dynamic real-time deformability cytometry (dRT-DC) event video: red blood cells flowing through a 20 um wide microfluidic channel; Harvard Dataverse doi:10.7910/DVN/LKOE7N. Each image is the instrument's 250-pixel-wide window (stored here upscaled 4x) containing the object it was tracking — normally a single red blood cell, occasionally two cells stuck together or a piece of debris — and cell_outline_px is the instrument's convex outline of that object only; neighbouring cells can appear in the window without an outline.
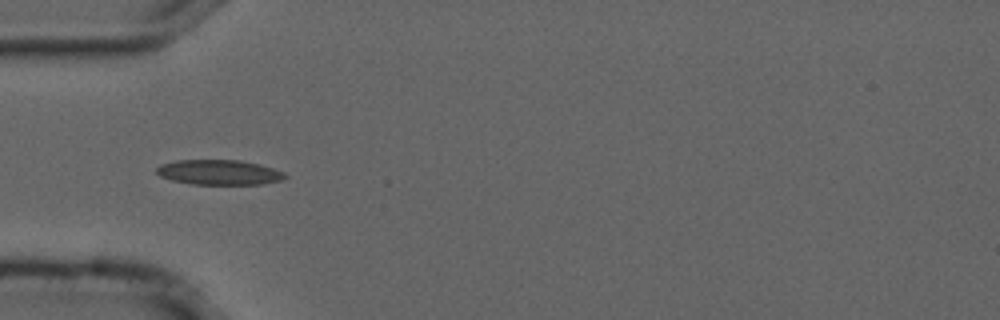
{"species": "common noctule bat (a hibernating species)", "species_latin": "Nyctalus noctula", "temperature_condition": "cold", "stored_images_in_passage": 4, "camera_frame_rate_fps": 3000, "um_per_image_px": 0.085, "animal": {"sex": "male", "forearm_length_mm": 52.5}, "frame": {"image": 1, "passage_image": 1, "time_ms": 0.0, "image_size_px": [1000, 320], "cell_outline_px": [[288, 176], [280, 180], [260, 184], [192, 184], [172, 180], [160, 176], [156, 172], [156, 168], [160, 164], [176, 160], [240, 160], [260, 164], [284, 172]], "centroid_in_image_um": [18.6, 14.64], "position_along_channel_um": 66.4, "area_um2": 18.67}}
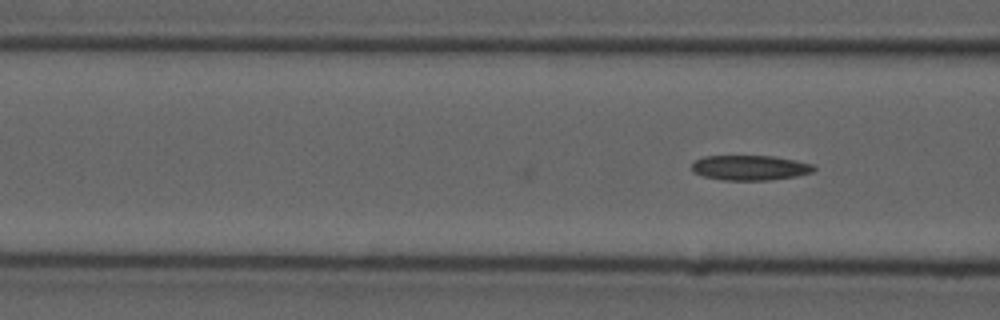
{"frame": {"image": 2, "passage_image": 4, "time_ms": 1.0, "image_size_px": [1000, 320], "cell_outline_px": [[816, 168], [812, 172], [796, 176], [768, 180], [724, 180], [704, 176], [692, 172], [692, 160], [704, 156], [772, 156], [796, 160], [812, 164]], "centroid_in_image_um": [63.72, 14.25], "position_along_channel_um": 102.9, "area_um2": 17.8}}